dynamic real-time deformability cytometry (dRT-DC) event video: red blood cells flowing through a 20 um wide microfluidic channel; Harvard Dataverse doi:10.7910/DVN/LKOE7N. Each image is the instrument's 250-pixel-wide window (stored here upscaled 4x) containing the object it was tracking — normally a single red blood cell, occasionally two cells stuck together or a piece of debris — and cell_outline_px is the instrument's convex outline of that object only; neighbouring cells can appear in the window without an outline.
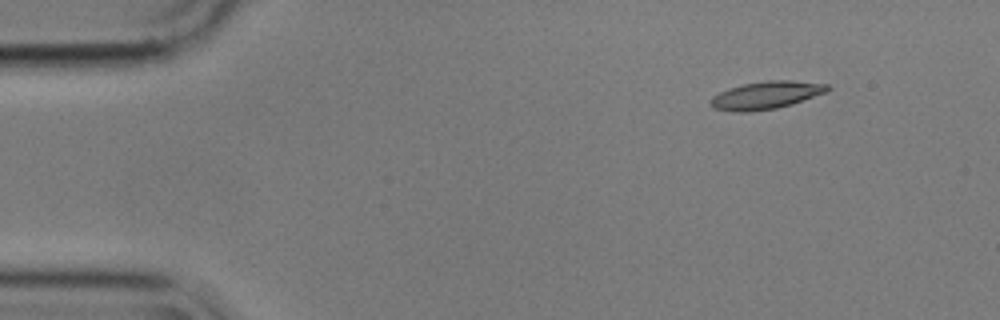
{"species": "common noctule bat (a hibernating species)", "species_latin": "Nyctalus noctula", "temperature_condition": "cold", "stored_images_in_passage": 51, "camera_frame_rate_fps": 3000, "um_per_image_px": 0.085, "animal": {"sex": "male", "body_mass_g": 17.9}, "frame": {"image": 1, "passage_image": 1, "time_ms": 0.0, "image_size_px": [1000, 320], "cell_outline_px": [[832, 88], [828, 92], [792, 104], [776, 108], [748, 112], [732, 112], [712, 108], [712, 96], [720, 92], [744, 84], [768, 80], [792, 80], [828, 84]], "centroid_in_image_um": [65.18, 8.09], "position_along_channel_um": 19.8, "area_um2": 18.84}}
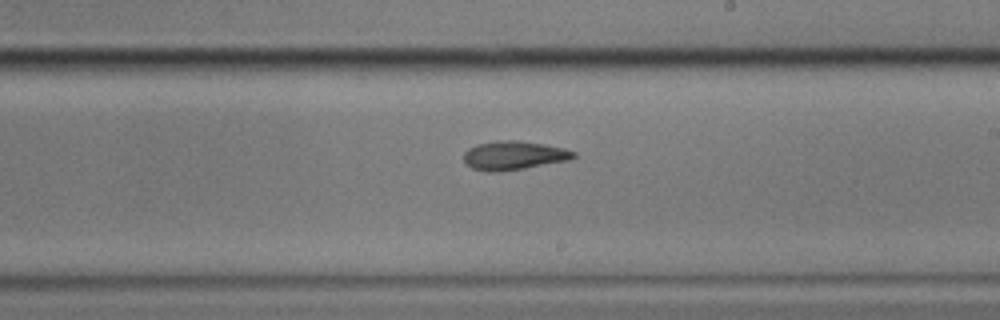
{"frame": {"image": 2, "passage_image": 27, "time_ms": 8.667, "image_size_px": [1000, 320], "cell_outline_px": [[576, 156], [568, 160], [524, 168], [496, 172], [488, 172], [472, 168], [464, 164], [464, 152], [468, 148], [476, 144], [496, 140], [516, 140], [544, 144], [564, 148], [576, 152]], "centroid_in_image_um": [43.63, 13.2], "position_along_channel_um": 245.4, "area_um2": 18.5}}
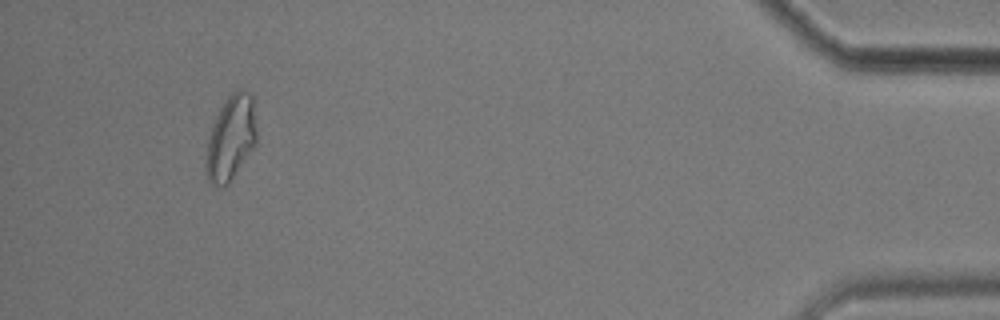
{"frame": {"image": 3, "passage_image": 47, "time_ms": 15.333, "image_size_px": [1000, 320], "cell_outline_px": [[256, 144], [228, 184], [224, 188], [212, 184], [208, 180], [204, 164], [208, 136], [212, 124], [224, 100], [236, 88], [240, 88], [248, 92], [252, 96], [256, 128]], "centroid_in_image_um": [19.6, 11.72], "position_along_channel_um": 415.6, "area_um2": 25.26}, "authors_computed_cell_mechanics": {"area_um2": 18.496, "velocity_mm_per_s": 3.5561, "shape_relaxation_time_tau1_ms": 5.0826, "shape_relaxation_time_tau2_ms": 4.1706, "deformation_change_tau1": 0.1412, "deformation_change_tau2": 0.1128}}